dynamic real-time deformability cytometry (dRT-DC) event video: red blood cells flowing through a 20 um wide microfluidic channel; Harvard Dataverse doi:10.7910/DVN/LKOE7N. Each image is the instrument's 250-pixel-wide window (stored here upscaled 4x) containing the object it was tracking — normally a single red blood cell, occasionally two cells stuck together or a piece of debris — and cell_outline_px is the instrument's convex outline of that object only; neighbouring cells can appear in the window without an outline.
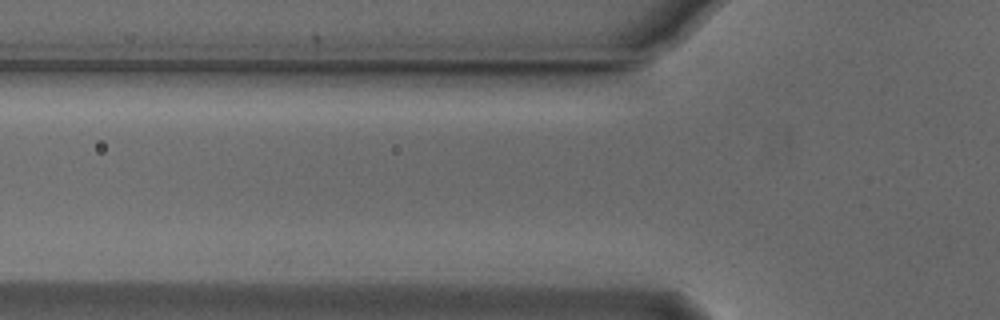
{"species": "Egyptian fruit bat (a non-hibernating species)", "species_latin": "Rousettus aegyptiacus", "temperature_condition": "cold", "stored_images_in_passage": 3, "camera_frame_rate_fps": 3000, "um_per_image_px": 0.085, "animal": {"sex": "male"}, "frame": {"image": 1, "passage_image": 3, "time_ms": 0.667, "image_size_px": [1000, 320], "cell_outline_px": [[608, 124], [588, 132], [504, 140], [392, 136], [380, 132], [384, 124], [500, 120], [596, 120]], "centroid_in_image_um": [41.8, 10.96], "position_along_channel_um": 84.0, "area_um2": 24.57}}